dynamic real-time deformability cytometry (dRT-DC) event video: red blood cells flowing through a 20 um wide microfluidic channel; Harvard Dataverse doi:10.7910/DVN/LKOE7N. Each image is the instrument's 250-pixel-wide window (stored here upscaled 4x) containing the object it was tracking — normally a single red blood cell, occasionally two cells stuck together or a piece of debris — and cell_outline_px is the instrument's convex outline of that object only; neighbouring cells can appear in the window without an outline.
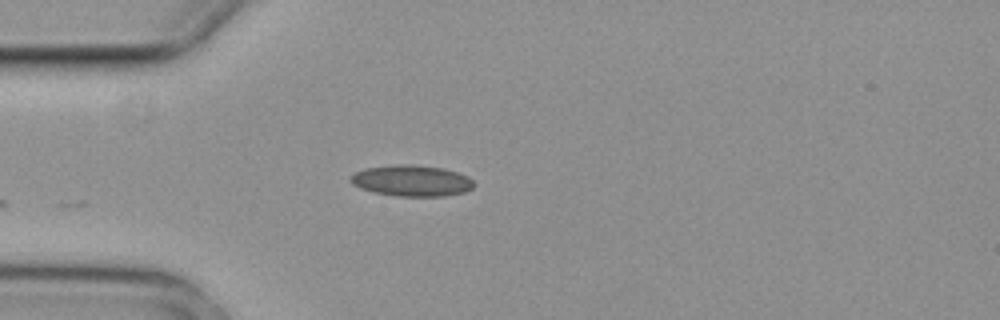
{"species": "common noctule bat (a hibernating species)", "species_latin": "Nyctalus noctula", "temperature_condition": "cold", "stored_images_in_passage": 4, "camera_frame_rate_fps": 3000, "um_per_image_px": 0.085, "animal": {"sex": "female", "body_mass_g": 29.2, "forearm_length_mm": 56.3}, "frame": {"image": 1, "passage_image": 4, "time_ms": 1.0, "image_size_px": [1000, 320], "cell_outline_px": [[472, 188], [464, 192], [444, 196], [396, 196], [372, 192], [360, 188], [352, 184], [348, 180], [356, 172], [364, 168], [392, 164], [412, 164], [444, 168], [468, 176], [472, 180]], "centroid_in_image_um": [34.95, 15.35], "position_along_channel_um": 50.0, "area_um2": 22.48}}